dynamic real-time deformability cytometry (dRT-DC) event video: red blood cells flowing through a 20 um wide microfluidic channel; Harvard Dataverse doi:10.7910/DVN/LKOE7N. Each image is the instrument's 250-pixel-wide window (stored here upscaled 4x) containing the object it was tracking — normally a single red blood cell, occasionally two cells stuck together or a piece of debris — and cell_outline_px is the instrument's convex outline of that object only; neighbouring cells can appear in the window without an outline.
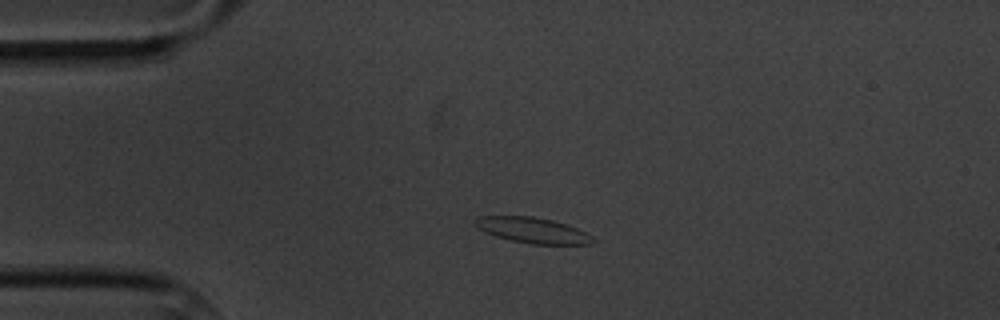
{"species": "common noctule bat (a hibernating species)", "species_latin": "Nyctalus noctula", "temperature_condition": "cold", "stored_images_in_passage": 2, "camera_frame_rate_fps": 3000, "um_per_image_px": 0.085, "animal": {"sex": "male", "body_mass_g": 20.1, "forearm_length_mm": 53.5}, "frame": {"image": 1, "passage_image": 1, "time_ms": 0.0, "image_size_px": [1000, 320], "cell_outline_px": [[596, 240], [592, 244], [532, 244], [512, 240], [496, 236], [484, 232], [472, 224], [472, 220], [476, 216], [532, 216], [552, 220], [576, 228], [592, 236]], "centroid_in_image_um": [45.21, 19.56], "position_along_channel_um": 39.8, "area_um2": 17.57}}